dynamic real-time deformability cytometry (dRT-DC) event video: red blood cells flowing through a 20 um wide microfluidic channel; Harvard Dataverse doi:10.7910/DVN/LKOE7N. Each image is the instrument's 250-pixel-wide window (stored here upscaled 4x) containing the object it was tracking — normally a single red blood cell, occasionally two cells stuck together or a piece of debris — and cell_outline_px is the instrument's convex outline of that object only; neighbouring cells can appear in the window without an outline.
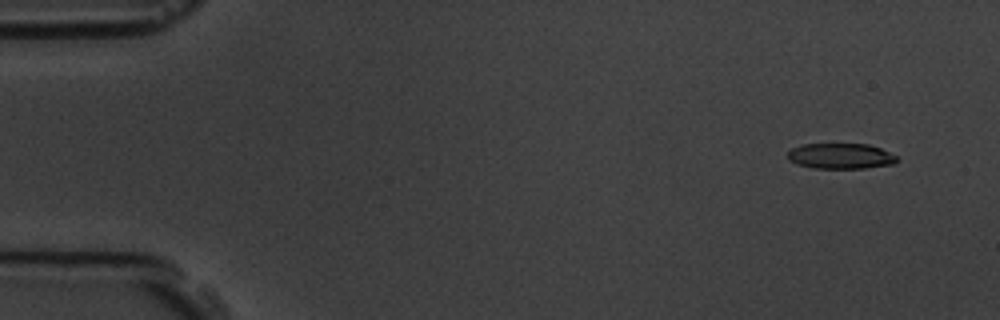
{"species": "common noctule bat (a hibernating species)", "species_latin": "Nyctalus noctula", "temperature_condition": "room temperature", "stored_images_in_passage": 4, "camera_frame_rate_fps": 3000, "um_per_image_px": 0.085, "animal": {"sex": "male", "body_mass_g": 19.5, "forearm_length_mm": 54.6}, "frame": {"image": 1, "passage_image": 1, "time_ms": 0.0, "image_size_px": [1000, 320], "cell_outline_px": [[900, 160], [896, 164], [864, 168], [812, 168], [796, 164], [788, 160], [788, 152], [792, 148], [800, 144], [868, 144], [880, 148], [896, 156]], "centroid_in_image_um": [71.46, 13.27], "position_along_channel_um": 13.5, "area_um2": 16.42}}
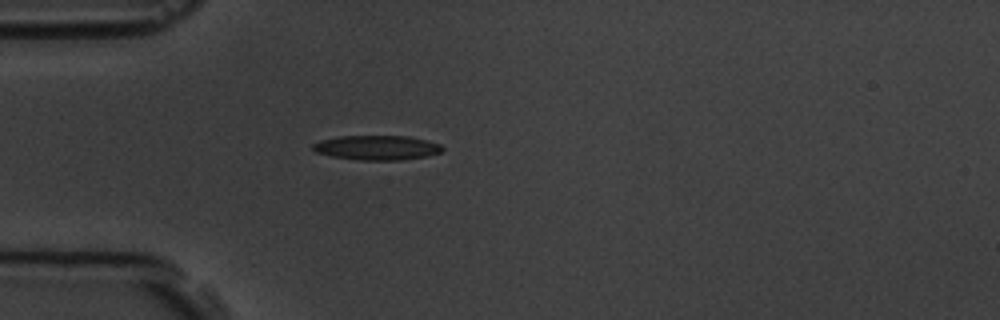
{"frame": {"image": 2, "passage_image": 4, "time_ms": 4.0, "image_size_px": [1000, 320], "cell_outline_px": [[444, 148], [440, 152], [424, 156], [400, 160], [360, 160], [332, 156], [316, 152], [312, 148], [312, 144], [320, 140], [340, 136], [412, 136], [428, 140], [440, 144]], "centroid_in_image_um": [32.04, 12.54], "position_along_channel_um": 53.0, "area_um2": 18.5}}